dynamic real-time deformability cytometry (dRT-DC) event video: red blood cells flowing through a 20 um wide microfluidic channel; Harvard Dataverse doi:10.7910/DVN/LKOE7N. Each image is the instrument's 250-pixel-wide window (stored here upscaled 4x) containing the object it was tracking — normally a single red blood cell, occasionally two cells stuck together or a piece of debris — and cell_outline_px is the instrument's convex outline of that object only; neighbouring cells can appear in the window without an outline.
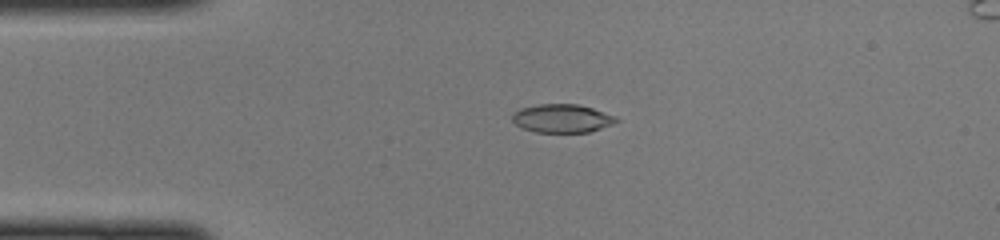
{"species": "common noctule bat (a hibernating species)", "species_latin": "Nyctalus noctula", "temperature_condition": "cold", "stored_images_in_passage": 37, "camera_frame_rate_fps": 3000, "um_per_image_px": 0.085, "animal": {"sex": "female", "body_mass_g": 22.0, "forearm_length_mm": 56.7}, "frame": {"image": 1, "passage_image": 1, "time_ms": 0.0, "image_size_px": [1000, 240], "cell_outline_px": [[620, 120], [612, 124], [588, 132], [536, 132], [520, 128], [512, 120], [512, 112], [520, 108], [536, 104], [580, 104], [616, 116]], "centroid_in_image_um": [47.74, 10.05], "position_along_channel_um": 37.3, "area_um2": 17.34}}
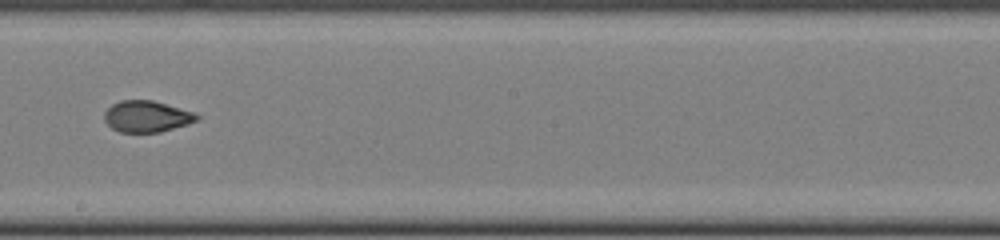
{"frame": {"image": 2, "passage_image": 17, "time_ms": 5.333, "image_size_px": [1000, 240], "cell_outline_px": [[200, 120], [188, 124], [160, 132], [120, 132], [112, 128], [104, 120], [104, 112], [112, 104], [120, 100], [152, 100], [196, 112], [200, 116]], "centroid_in_image_um": [12.51, 9.89], "position_along_channel_um": 235.7, "area_um2": 17.05}}
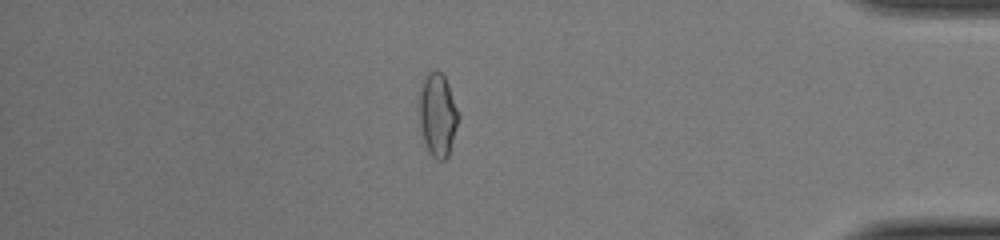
{"frame": {"image": 3, "passage_image": 31, "time_ms": 10.0, "image_size_px": [1000, 240], "cell_outline_px": [[460, 116], [448, 156], [444, 160], [436, 160], [428, 152], [424, 144], [420, 132], [420, 88], [424, 76], [428, 72], [436, 68], [444, 76], [448, 84], [460, 112]], "centroid_in_image_um": [37.2, 9.76], "position_along_channel_um": 398.0, "area_um2": 19.36}}